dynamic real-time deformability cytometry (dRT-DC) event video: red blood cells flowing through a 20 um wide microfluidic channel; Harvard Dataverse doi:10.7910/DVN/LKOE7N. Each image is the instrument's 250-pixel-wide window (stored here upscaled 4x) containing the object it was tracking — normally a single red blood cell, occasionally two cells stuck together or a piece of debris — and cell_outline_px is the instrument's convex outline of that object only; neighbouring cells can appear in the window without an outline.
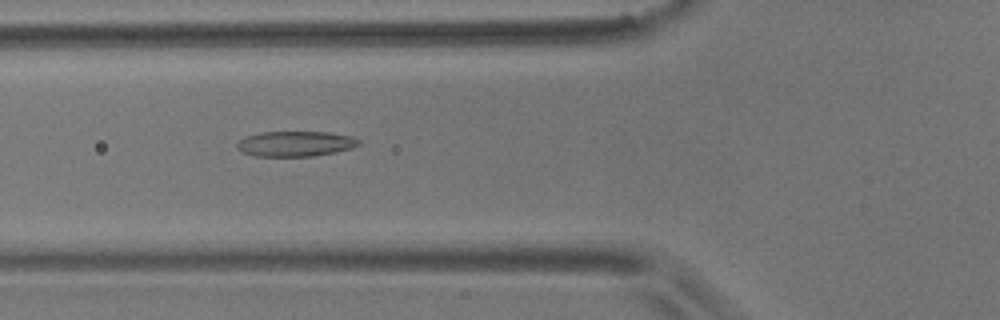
{"species": "common noctule bat (a hibernating species)", "species_latin": "Nyctalus noctula", "temperature_condition": "room temperature", "stored_images_in_passage": 10, "camera_frame_rate_fps": 3000, "um_per_image_px": 0.085, "animal": {"sex": "male", "body_mass_g": 17.9}, "frame": {"image": 1, "passage_image": 5, "time_ms": 1.333, "image_size_px": [1000, 320], "cell_outline_px": [[360, 144], [352, 148], [336, 152], [312, 156], [252, 156], [240, 152], [236, 148], [236, 144], [244, 136], [260, 132], [328, 132], [352, 136], [360, 140]], "centroid_in_image_um": [25.07, 12.22], "position_along_channel_um": 100.7, "area_um2": 18.15}}
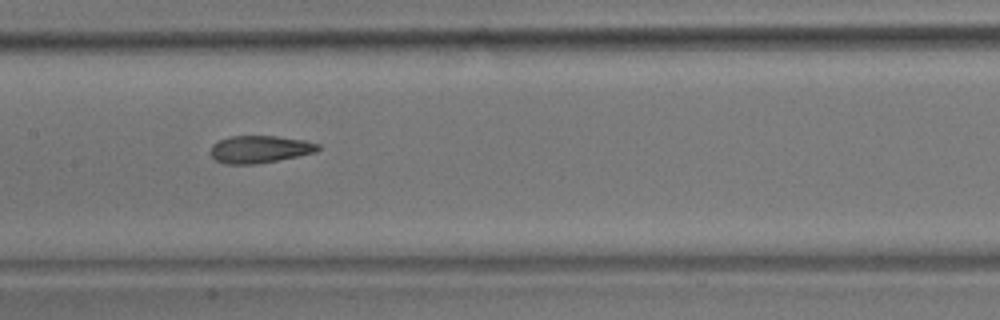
{"frame": {"image": 2, "passage_image": 7, "time_ms": 2.0, "image_size_px": [1000, 320], "cell_outline_px": [[320, 148], [316, 152], [256, 164], [224, 164], [216, 160], [212, 156], [212, 144], [220, 140], [232, 136], [276, 136], [304, 140], [320, 144]], "centroid_in_image_um": [22.09, 12.68], "position_along_channel_um": 185.3, "area_um2": 16.94}}
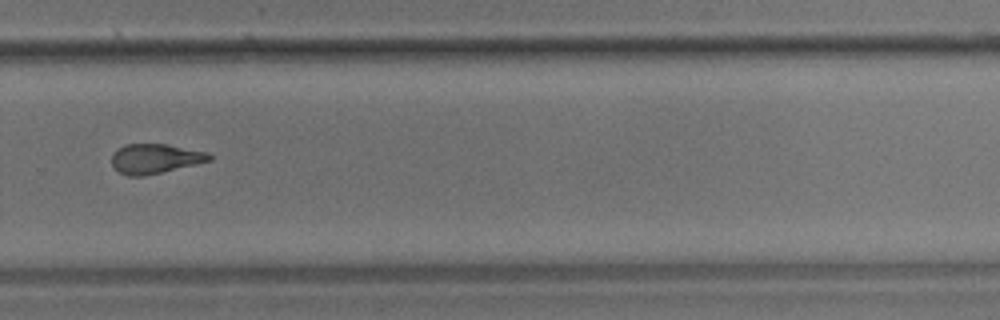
{"frame": {"image": 3, "passage_image": 10, "time_ms": 3.0, "image_size_px": [1000, 320], "cell_outline_px": [[212, 160], [196, 164], [144, 176], [128, 176], [112, 168], [112, 156], [124, 144], [164, 144], [208, 152], [212, 156]], "centroid_in_image_um": [13.18, 13.49], "position_along_channel_um": 316.6, "area_um2": 16.7}}